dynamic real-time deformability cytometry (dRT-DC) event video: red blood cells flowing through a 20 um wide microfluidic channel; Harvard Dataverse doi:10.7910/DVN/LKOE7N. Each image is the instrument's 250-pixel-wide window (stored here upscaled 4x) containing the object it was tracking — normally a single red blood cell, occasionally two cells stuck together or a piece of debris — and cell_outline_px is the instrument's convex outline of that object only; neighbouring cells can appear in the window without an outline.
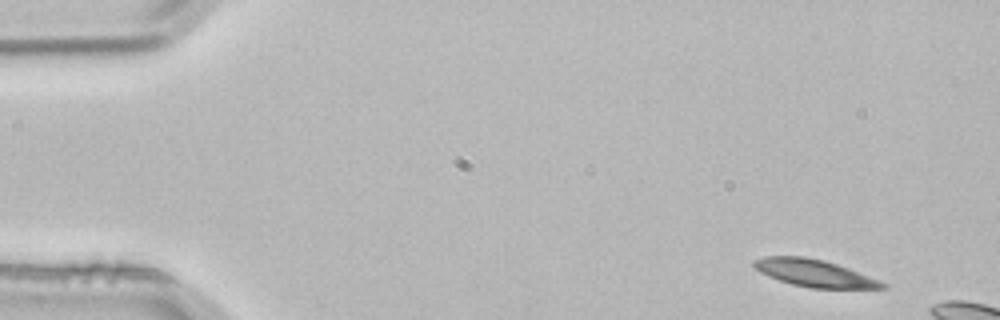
{"species": "common noctule bat (a hibernating species)", "species_latin": "Nyctalus noctula", "temperature_condition": "room temperature", "stored_images_in_passage": 7, "camera_frame_rate_fps": 3000, "um_per_image_px": 0.085, "animal": {"sex": "male", "body_mass_g": 21.5, "forearm_length_mm": 52.0}, "frame": {"image": 1, "passage_image": 1, "time_ms": 0.0, "image_size_px": [1000, 320], "cell_outline_px": [[888, 288], [808, 288], [792, 284], [768, 276], [760, 272], [752, 264], [752, 260], [764, 256], [804, 256], [824, 260], [848, 268], [880, 280], [888, 284]], "centroid_in_image_um": [69.21, 23.21], "position_along_channel_um": 15.8, "area_um2": 20.35}}